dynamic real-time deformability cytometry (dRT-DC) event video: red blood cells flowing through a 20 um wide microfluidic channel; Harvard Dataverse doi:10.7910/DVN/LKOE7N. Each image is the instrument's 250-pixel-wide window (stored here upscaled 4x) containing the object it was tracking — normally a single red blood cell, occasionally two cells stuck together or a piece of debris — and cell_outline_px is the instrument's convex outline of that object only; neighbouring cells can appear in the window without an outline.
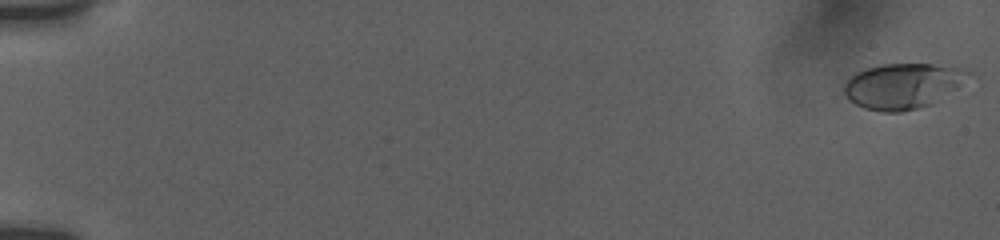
{"species": "human", "species_latin": "Homo sapiens", "temperature_condition": "room temperature", "stored_images_in_passage": 28, "camera_frame_rate_fps": 3000, "um_per_image_px": 0.085, "donor": {"sex": "female"}, "frame": {"image": 1, "passage_image": 1, "time_ms": 0.0, "image_size_px": [1000, 240], "cell_outline_px": [[972, 72], [956, 88], [932, 104], [900, 112], [880, 112], [864, 108], [848, 100], [844, 92], [844, 84], [856, 72], [868, 68], [884, 64], [932, 64], [960, 68]], "centroid_in_image_um": [76.7, 7.31], "position_along_channel_um": 8.3, "area_um2": 32.48}}
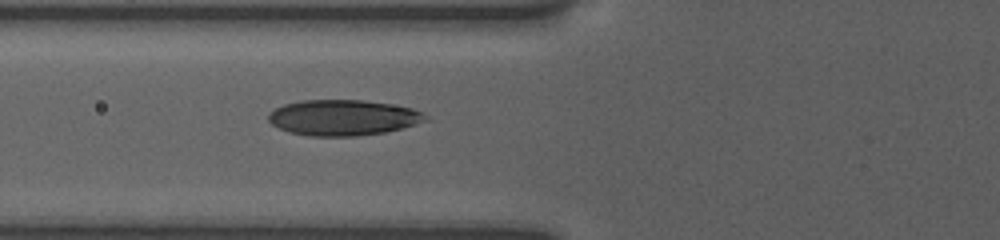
{"frame": {"image": 2, "passage_image": 20, "time_ms": 7.333, "image_size_px": [1000, 240], "cell_outline_px": [[428, 120], [400, 128], [384, 132], [356, 136], [308, 136], [288, 132], [272, 124], [268, 120], [268, 112], [284, 104], [300, 100], [360, 100], [388, 104], [412, 108], [424, 112], [428, 116]], "centroid_in_image_um": [29.13, 10.0], "position_along_channel_um": 96.7, "area_um2": 32.6}}
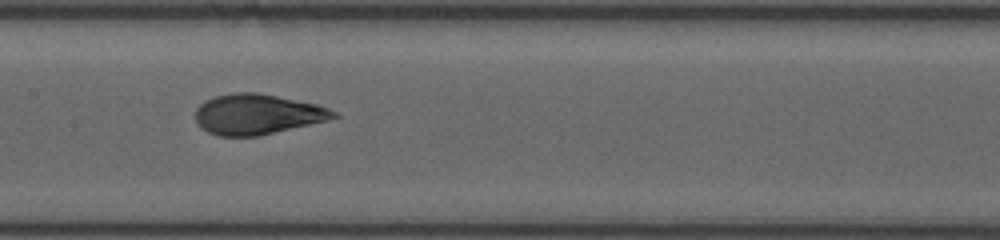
{"frame": {"image": 3, "passage_image": 27, "time_ms": 9.667, "image_size_px": [1000, 240], "cell_outline_px": [[340, 116], [328, 120], [260, 136], [216, 136], [208, 132], [196, 120], [196, 108], [204, 100], [216, 96], [236, 92], [256, 92], [316, 104], [328, 108], [336, 112]], "centroid_in_image_um": [21.87, 9.72], "position_along_channel_um": 185.5, "area_um2": 32.31}}